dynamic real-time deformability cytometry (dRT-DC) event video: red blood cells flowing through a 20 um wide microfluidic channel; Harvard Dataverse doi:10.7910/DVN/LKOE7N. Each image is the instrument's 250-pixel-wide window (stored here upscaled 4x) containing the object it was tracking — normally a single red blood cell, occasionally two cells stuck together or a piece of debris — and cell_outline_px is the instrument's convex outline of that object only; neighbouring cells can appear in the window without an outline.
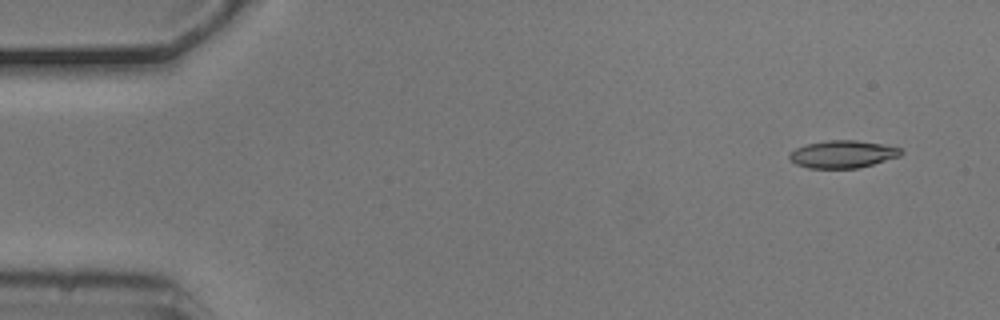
{"species": "common noctule bat (a hibernating species)", "species_latin": "Nyctalus noctula", "temperature_condition": "cold", "stored_images_in_passage": 4, "camera_frame_rate_fps": 3000, "um_per_image_px": 0.085, "animal": {"sex": "male", "body_mass_g": 20.5, "forearm_length_mm": 52.5}, "frame": {"image": 1, "passage_image": 1, "time_ms": 0.0, "image_size_px": [1000, 320], "cell_outline_px": [[904, 152], [900, 156], [872, 164], [856, 168], [808, 168], [796, 164], [788, 156], [796, 148], [808, 144], [828, 140], [856, 140], [884, 144], [900, 148]], "centroid_in_image_um": [71.66, 13.1], "position_along_channel_um": 13.3, "area_um2": 17.69}}
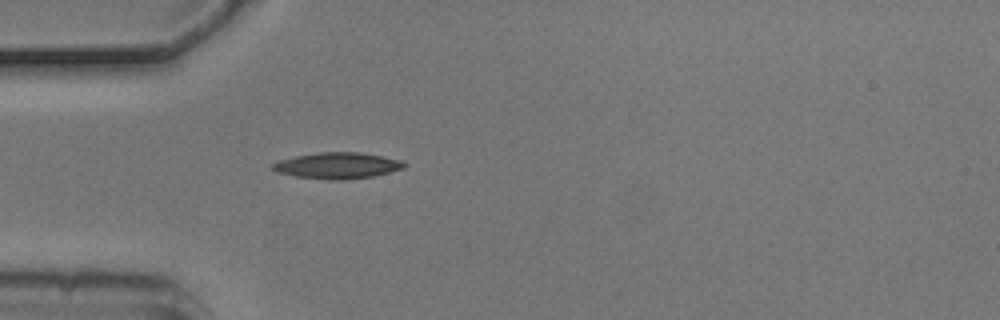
{"frame": {"image": 2, "passage_image": 4, "time_ms": 1.0, "image_size_px": [1000, 320], "cell_outline_px": [[408, 164], [404, 168], [372, 176], [344, 180], [332, 180], [296, 176], [276, 172], [272, 168], [272, 164], [280, 160], [296, 156], [316, 152], [360, 152], [400, 160]], "centroid_in_image_um": [28.68, 14.07], "position_along_channel_um": 56.3, "area_um2": 19.88}}